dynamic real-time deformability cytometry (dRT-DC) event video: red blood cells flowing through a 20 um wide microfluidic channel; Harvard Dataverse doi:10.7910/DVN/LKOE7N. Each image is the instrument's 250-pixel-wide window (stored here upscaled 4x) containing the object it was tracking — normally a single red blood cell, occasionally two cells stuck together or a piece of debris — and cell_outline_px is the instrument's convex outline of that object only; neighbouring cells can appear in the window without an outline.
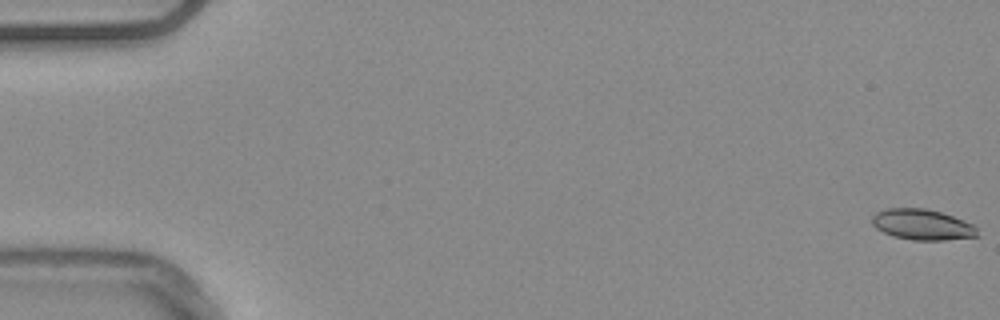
{"species": "common noctule bat (a hibernating species)", "species_latin": "Nyctalus noctula", "temperature_condition": "warm", "stored_images_in_passage": 55, "camera_frame_rate_fps": 3000, "um_per_image_px": 0.085, "animal": {"sex": "male", "body_mass_g": 20.4}, "frame": {"image": 1, "passage_image": 1, "time_ms": 0.0, "image_size_px": [1000, 320], "cell_outline_px": [[980, 236], [944, 240], [912, 240], [892, 236], [876, 228], [872, 224], [872, 216], [876, 212], [888, 208], [924, 208], [940, 212], [964, 220], [972, 224], [976, 228]], "centroid_in_image_um": [78.39, 19.09], "position_along_channel_um": 6.6, "area_um2": 18.84}}
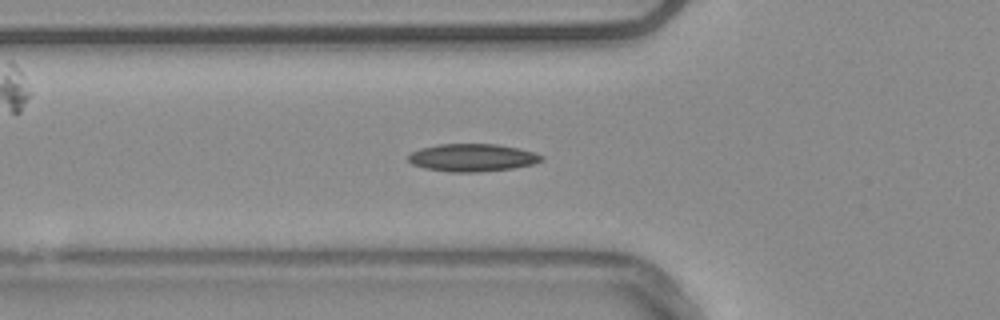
{"frame": {"image": 2, "passage_image": 20, "time_ms": 6.333, "image_size_px": [1000, 320], "cell_outline_px": [[544, 160], [532, 164], [512, 168], [476, 172], [452, 172], [424, 168], [412, 164], [408, 160], [408, 156], [412, 152], [420, 148], [440, 144], [496, 144], [520, 148], [544, 156]], "centroid_in_image_um": [40.15, 13.39], "position_along_channel_um": 85.7, "area_um2": 21.39}}
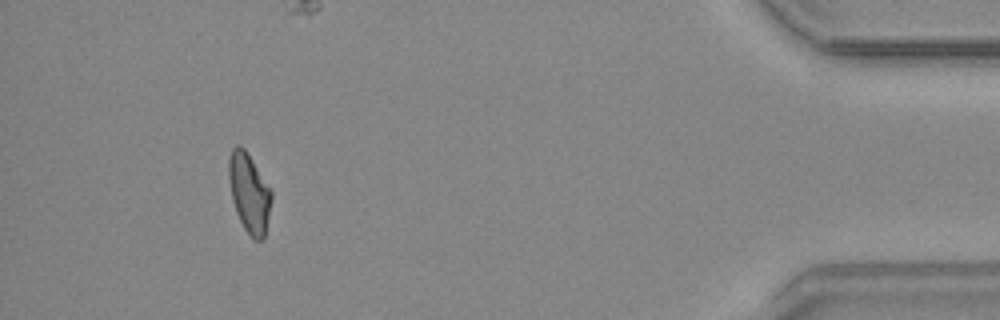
{"frame": {"image": 3, "passage_image": 51, "time_ms": 16.667, "image_size_px": [1000, 320], "cell_outline_px": [[272, 200], [264, 236], [260, 240], [252, 240], [244, 228], [236, 212], [232, 200], [228, 180], [228, 160], [232, 148], [236, 144], [240, 144], [244, 148], [252, 160], [272, 192]], "centroid_in_image_um": [21.16, 16.39], "position_along_channel_um": 414.0, "area_um2": 19.65}, "authors_computed_cell_mechanics": {"area_um2": 19.5942, "velocity_mm_per_s": 3.7776, "shape_relaxation_time_tau1_ms": null, "shape_relaxation_time_tau2_ms": 7.5436, "deformation_change_tau1": null, "deformation_change_tau2": 0.1503}}